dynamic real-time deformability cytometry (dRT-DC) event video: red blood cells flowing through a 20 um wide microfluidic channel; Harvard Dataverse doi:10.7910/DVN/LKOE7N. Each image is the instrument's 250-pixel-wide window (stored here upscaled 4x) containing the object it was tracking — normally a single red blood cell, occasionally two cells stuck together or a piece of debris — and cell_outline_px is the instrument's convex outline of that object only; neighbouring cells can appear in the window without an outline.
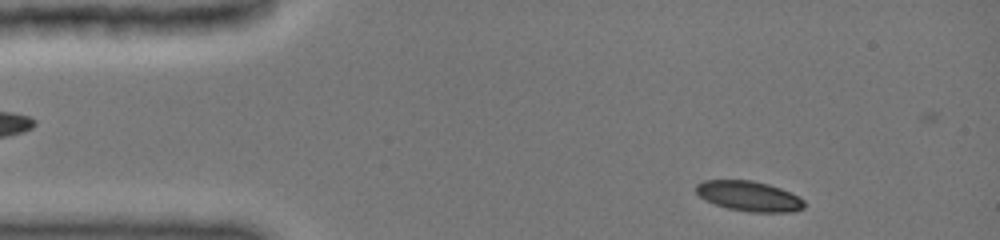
{"species": "common noctule bat (a hibernating species)", "species_latin": "Nyctalus noctula", "temperature_condition": "cold", "stored_images_in_passage": 8, "camera_frame_rate_fps": 3000, "um_per_image_px": 0.085, "animal": {"sex": "female", "body_mass_g": 19.0, "forearm_length_mm": 51.5}, "frame": {"image": 1, "passage_image": 2, "time_ms": 0.333, "image_size_px": [1000, 240], "cell_outline_px": [[804, 208], [792, 212], [748, 212], [728, 208], [704, 200], [696, 192], [696, 184], [704, 180], [752, 180], [768, 184], [780, 188], [804, 200]], "centroid_in_image_um": [63.64, 16.67], "position_along_channel_um": 21.4, "area_um2": 18.9}}